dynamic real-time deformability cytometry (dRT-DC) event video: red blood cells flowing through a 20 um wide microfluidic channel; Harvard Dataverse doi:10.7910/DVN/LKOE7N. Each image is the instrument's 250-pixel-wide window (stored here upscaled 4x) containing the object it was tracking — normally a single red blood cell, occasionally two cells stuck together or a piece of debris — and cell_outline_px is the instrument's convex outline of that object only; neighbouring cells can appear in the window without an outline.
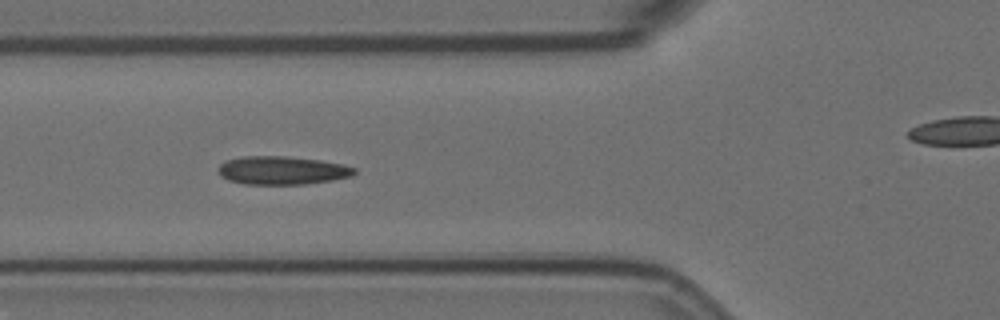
{"species": "Egyptian fruit bat (a non-hibernating species)", "species_latin": "Rousettus aegyptiacus", "temperature_condition": "room temperature", "stored_images_in_passage": 11, "segment_of_instrument_passage": [1, 2], "camera_frame_rate_fps": 3000, "um_per_image_px": 0.085, "animal": {"sex": "female"}, "frame": {"image": 1, "passage_image": 5, "time_ms": 1.333, "image_size_px": [1000, 320], "cell_outline_px": [[356, 172], [352, 176], [332, 180], [304, 184], [244, 184], [228, 180], [220, 176], [216, 168], [224, 160], [244, 156], [288, 156], [320, 160], [344, 164], [356, 168]], "centroid_in_image_um": [23.95, 14.47], "position_along_channel_um": 101.8, "area_um2": 22.72}}
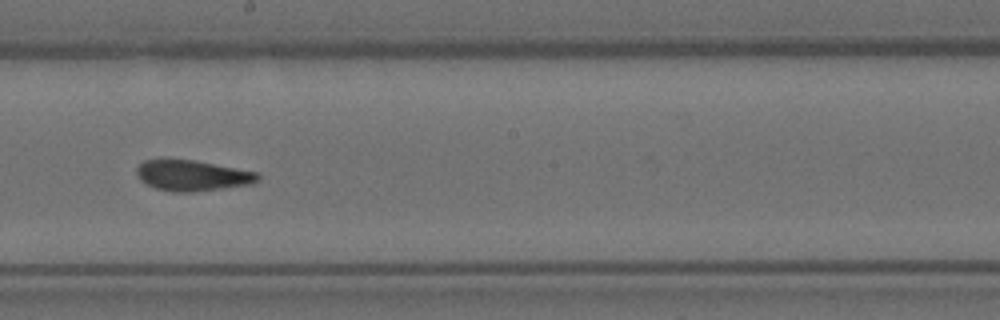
{"frame": {"image": 2, "passage_image": 8, "time_ms": 2.333, "image_size_px": [1000, 320], "cell_outline_px": [[260, 180], [256, 184], [192, 192], [172, 192], [156, 188], [140, 180], [136, 176], [136, 168], [144, 160], [164, 156], [192, 160], [260, 172]], "centroid_in_image_um": [16.34, 14.89], "position_along_channel_um": 231.9, "area_um2": 22.48}}
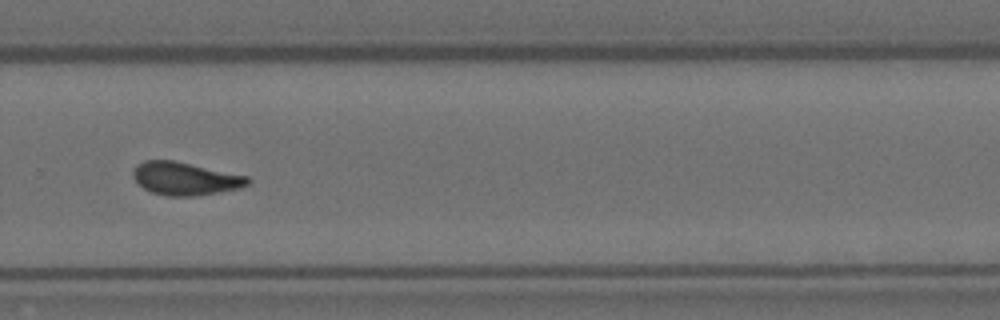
{"frame": {"image": 3, "passage_image": 10, "time_ms": 3.0, "image_size_px": [1000, 320], "cell_outline_px": [[252, 180], [248, 184], [240, 188], [192, 196], [168, 196], [152, 192], [144, 188], [132, 176], [132, 172], [136, 164], [144, 160], [172, 160], [248, 176]], "centroid_in_image_um": [15.72, 15.17], "position_along_channel_um": 314.1, "area_um2": 21.79}}